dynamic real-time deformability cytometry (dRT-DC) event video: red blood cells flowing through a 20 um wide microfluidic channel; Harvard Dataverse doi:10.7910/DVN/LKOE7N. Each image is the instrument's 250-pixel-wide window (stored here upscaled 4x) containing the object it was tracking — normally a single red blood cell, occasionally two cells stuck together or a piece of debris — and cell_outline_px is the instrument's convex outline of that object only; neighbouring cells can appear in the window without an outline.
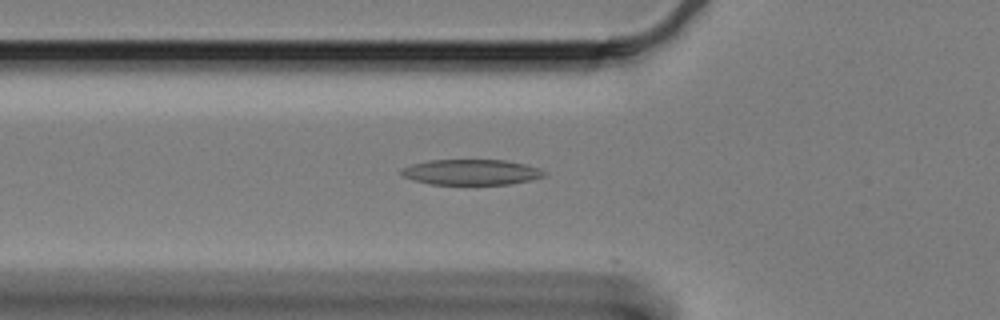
{"species": "Egyptian fruit bat (a non-hibernating species)", "species_latin": "Rousettus aegyptiacus", "temperature_condition": "cold", "stored_images_in_passage": 26, "camera_frame_rate_fps": 3000, "um_per_image_px": 0.085, "animal": {"sex": "female"}, "frame": {"image": 1, "passage_image": 12, "time_ms": 3.667, "image_size_px": [1000, 320], "cell_outline_px": [[548, 172], [544, 176], [532, 180], [508, 184], [428, 184], [404, 176], [400, 172], [400, 168], [412, 164], [428, 160], [504, 160], [524, 164], [540, 168]], "centroid_in_image_um": [40.08, 14.63], "position_along_channel_um": 85.7, "area_um2": 21.21}}
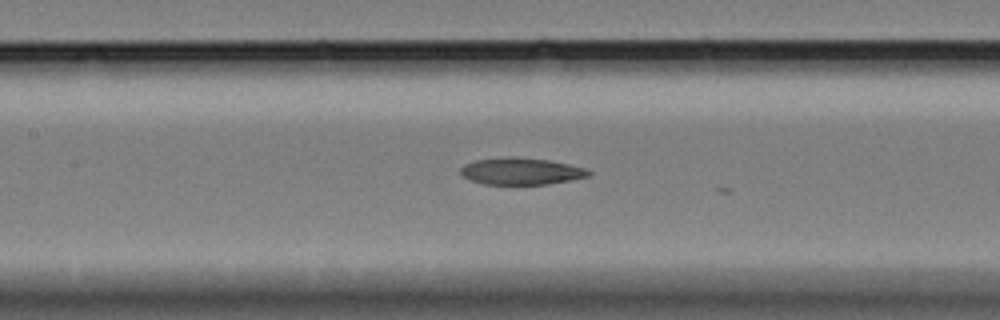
{"frame": {"image": 2, "passage_image": 19, "time_ms": 6.0, "image_size_px": [1000, 320], "cell_outline_px": [[592, 172], [588, 176], [548, 184], [484, 184], [468, 180], [460, 172], [460, 168], [464, 164], [476, 160], [508, 156], [548, 160], [568, 164], [584, 168]], "centroid_in_image_um": [44.24, 14.55], "position_along_channel_um": 163.2, "area_um2": 19.88}}
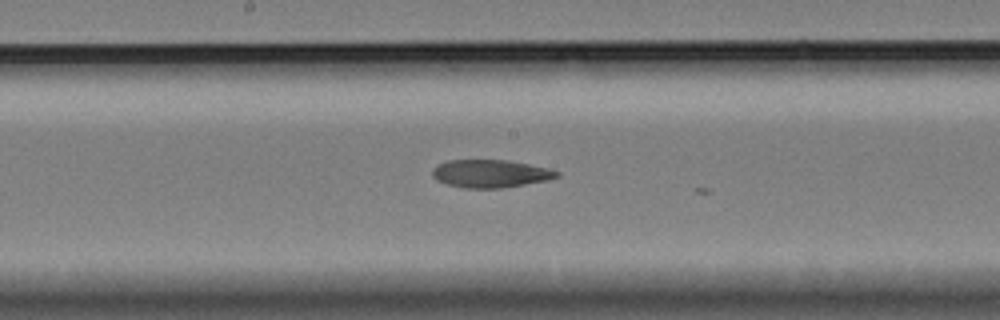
{"frame": {"image": 3, "passage_image": 23, "time_ms": 7.333, "image_size_px": [1000, 320], "cell_outline_px": [[560, 176], [548, 180], [500, 188], [464, 188], [448, 184], [436, 180], [432, 176], [432, 168], [436, 164], [448, 160], [504, 160], [528, 164], [548, 168], [560, 172]], "centroid_in_image_um": [41.65, 14.75], "position_along_channel_um": 206.5, "area_um2": 20.17}}